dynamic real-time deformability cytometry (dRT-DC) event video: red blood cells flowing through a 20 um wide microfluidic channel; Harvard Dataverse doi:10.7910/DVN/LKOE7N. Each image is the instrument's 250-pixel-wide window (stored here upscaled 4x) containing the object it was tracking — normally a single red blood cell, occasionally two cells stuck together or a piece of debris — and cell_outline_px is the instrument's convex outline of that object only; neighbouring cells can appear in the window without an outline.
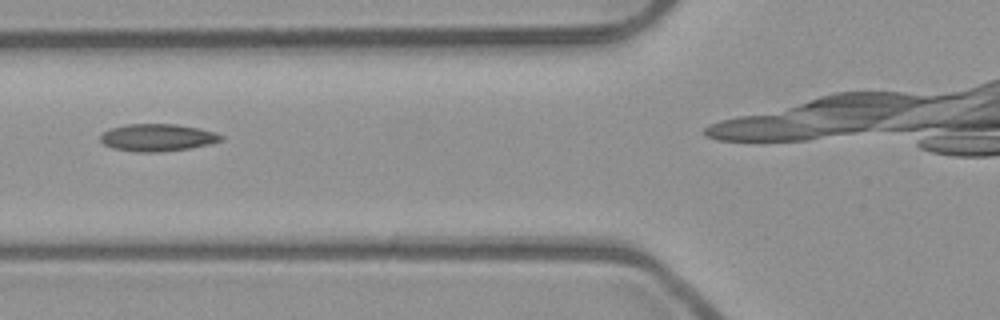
{"species": "common noctule bat (a hibernating species)", "species_latin": "Nyctalus noctula", "temperature_condition": "room temperature", "stored_images_in_passage": 5, "camera_frame_rate_fps": 3000, "um_per_image_px": 0.085, "animal": {"sex": "male", "body_mass_g": 23.1, "forearm_length_mm": 52.7}, "frame": {"image": 1, "passage_image": 4, "time_ms": 1.0, "image_size_px": [1000, 320], "cell_outline_px": [[224, 140], [208, 144], [188, 148], [160, 152], [136, 152], [112, 148], [104, 144], [100, 140], [100, 136], [108, 128], [124, 124], [176, 124], [200, 128], [224, 136]], "centroid_in_image_um": [13.35, 11.68], "position_along_channel_um": 112.5, "area_um2": 19.25}}